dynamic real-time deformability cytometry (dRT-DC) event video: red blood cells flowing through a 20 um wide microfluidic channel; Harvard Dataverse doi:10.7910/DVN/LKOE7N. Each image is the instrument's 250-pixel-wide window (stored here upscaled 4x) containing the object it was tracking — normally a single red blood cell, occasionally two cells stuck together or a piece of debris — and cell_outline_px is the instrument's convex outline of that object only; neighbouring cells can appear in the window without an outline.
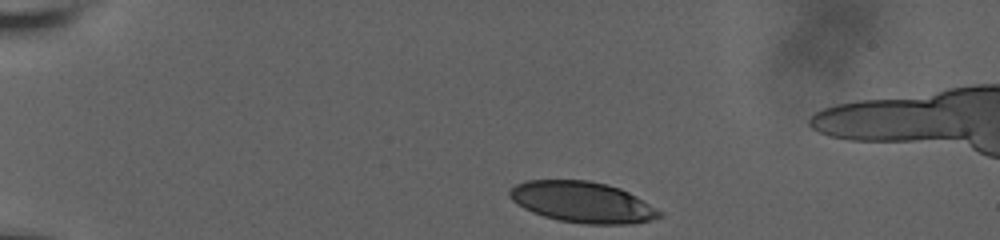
{"species": "human", "species_latin": "Homo sapiens", "temperature_condition": "room temperature", "stored_images_in_passage": 39, "camera_frame_rate_fps": 3000, "um_per_image_px": 0.085, "donor": {"sex": "male"}, "frame": {"image": 1, "passage_image": 1, "time_ms": 0.0, "image_size_px": [1000, 240], "cell_outline_px": [[664, 216], [652, 220], [628, 224], [584, 224], [560, 220], [544, 216], [532, 212], [524, 208], [512, 200], [508, 196], [508, 192], [516, 184], [524, 180], [588, 180], [608, 184], [620, 188], [636, 196], [664, 212]], "centroid_in_image_um": [49.53, 17.18], "position_along_channel_um": 35.5, "area_um2": 35.89}}
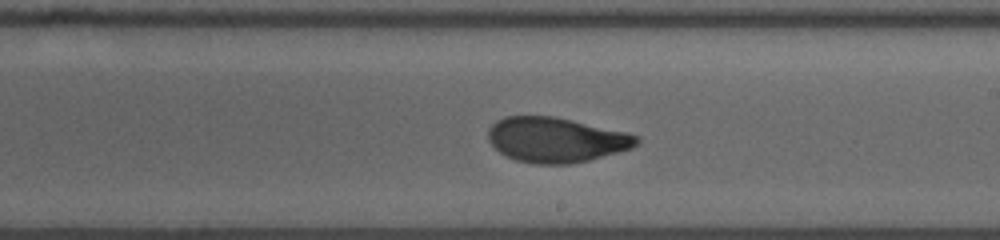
{"frame": {"image": 2, "passage_image": 24, "time_ms": 7.667, "image_size_px": [1000, 240], "cell_outline_px": [[640, 140], [632, 148], [620, 152], [588, 160], [568, 164], [532, 164], [516, 160], [500, 152], [488, 140], [488, 128], [496, 120], [504, 116], [552, 116], [572, 120], [628, 132], [640, 136]], "centroid_in_image_um": [47.27, 11.88], "position_along_channel_um": 241.7, "area_um2": 39.02}}
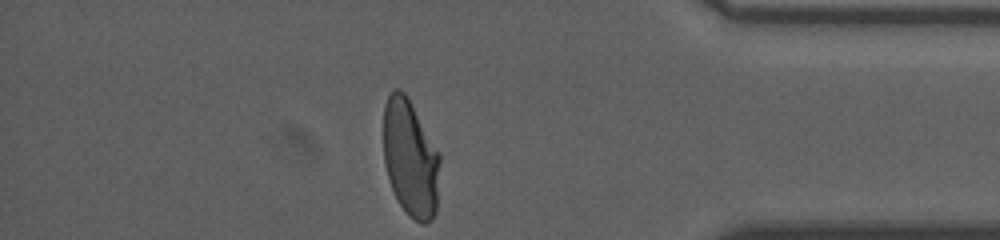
{"frame": {"image": 3, "passage_image": 39, "time_ms": 12.667, "image_size_px": [1000, 240], "cell_outline_px": [[440, 160], [436, 212], [432, 220], [428, 224], [420, 224], [408, 216], [400, 204], [392, 188], [384, 164], [384, 104], [388, 96], [396, 88], [400, 88], [408, 96], [440, 152]], "centroid_in_image_um": [34.9, 13.45], "position_along_channel_um": 400.3, "area_um2": 38.96}, "authors_computed_cell_mechanics": {"area_um2": 39.2462, "velocity_mm_per_s": 3.6509, "shape_relaxation_time_tau1_ms": 6.0964, "shape_relaxation_time_tau2_ms": 1.2732, "deformation_change_tau1": 0.22, "deformation_change_tau2": 0.0684}}